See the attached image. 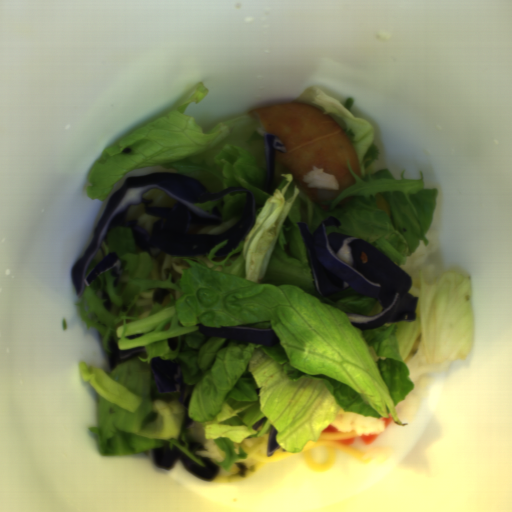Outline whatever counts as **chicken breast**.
Returning <instances> with one entry per match:
<instances>
[{
    "instance_id": "obj_1",
    "label": "chicken breast",
    "mask_w": 512,
    "mask_h": 512,
    "mask_svg": "<svg viewBox=\"0 0 512 512\" xmlns=\"http://www.w3.org/2000/svg\"><path fill=\"white\" fill-rule=\"evenodd\" d=\"M249 115L283 144L286 152L274 148L276 163L292 173L310 199L315 198L317 189L309 186L304 176L313 168L331 174L340 190L356 182L346 161L351 171L363 178L346 132L320 108L290 101L250 110Z\"/></svg>"
}]
</instances>
